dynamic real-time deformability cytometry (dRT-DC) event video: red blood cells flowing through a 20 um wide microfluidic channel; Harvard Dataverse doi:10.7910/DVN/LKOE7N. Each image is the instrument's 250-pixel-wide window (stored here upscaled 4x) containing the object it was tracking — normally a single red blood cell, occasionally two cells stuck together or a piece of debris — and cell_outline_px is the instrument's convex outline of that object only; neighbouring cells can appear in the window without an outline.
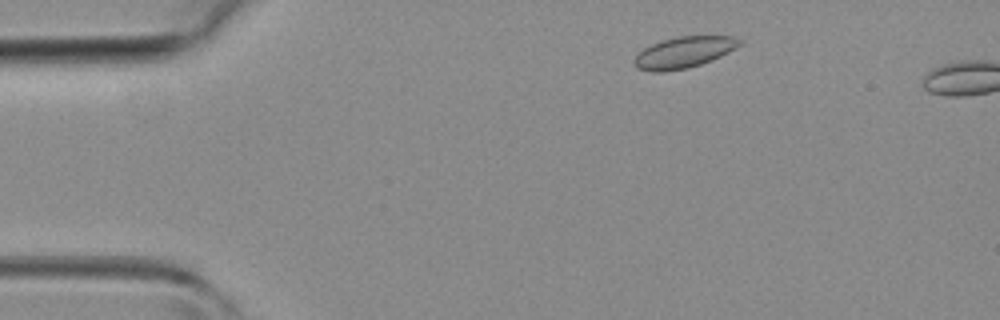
{"species": "common noctule bat (a hibernating species)", "species_latin": "Nyctalus noctula", "temperature_condition": "room temperature", "stored_images_in_passage": 5, "camera_frame_rate_fps": 3000, "um_per_image_px": 0.085, "animal": {"sex": "female", "body_mass_g": 19.3, "forearm_length_mm": 54.1}, "frame": {"image": 1, "passage_image": 3, "time_ms": 0.667, "image_size_px": [1000, 320], "cell_outline_px": [[740, 44], [736, 48], [712, 60], [688, 68], [664, 72], [652, 72], [636, 68], [632, 64], [632, 60], [644, 48], [660, 40], [676, 36], [732, 36], [740, 40]], "centroid_in_image_um": [58.07, 4.46], "position_along_channel_um": 26.9, "area_um2": 19.25}}